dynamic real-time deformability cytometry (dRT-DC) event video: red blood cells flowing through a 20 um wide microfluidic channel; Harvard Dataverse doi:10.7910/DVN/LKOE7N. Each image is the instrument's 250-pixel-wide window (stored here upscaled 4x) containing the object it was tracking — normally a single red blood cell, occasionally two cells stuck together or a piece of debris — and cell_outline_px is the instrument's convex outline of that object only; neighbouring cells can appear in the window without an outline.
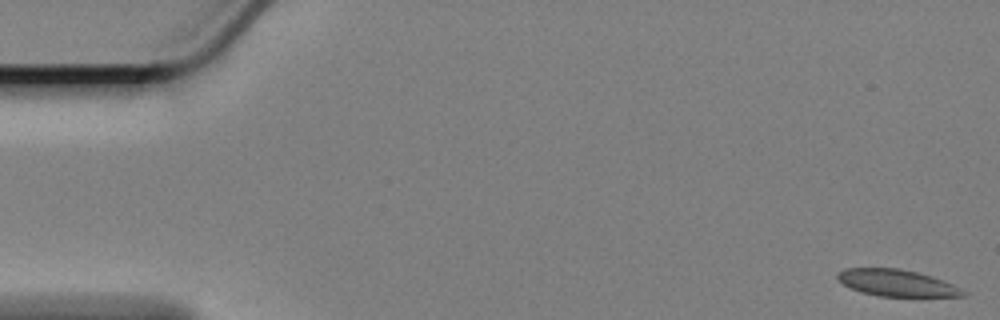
{"species": "Egyptian fruit bat (a non-hibernating species)", "species_latin": "Rousettus aegyptiacus", "temperature_condition": "cold", "stored_images_in_passage": 59, "camera_frame_rate_fps": 3000, "um_per_image_px": 0.085, "animal": {"sex": "female"}, "frame": {"image": 1, "passage_image": 1, "time_ms": 0.0, "image_size_px": [1000, 320], "cell_outline_px": [[968, 296], [880, 296], [860, 292], [844, 284], [836, 276], [844, 268], [900, 268], [916, 272], [952, 284], [968, 292]], "centroid_in_image_um": [76.23, 24.05], "position_along_channel_um": 8.8, "area_um2": 19.19}}
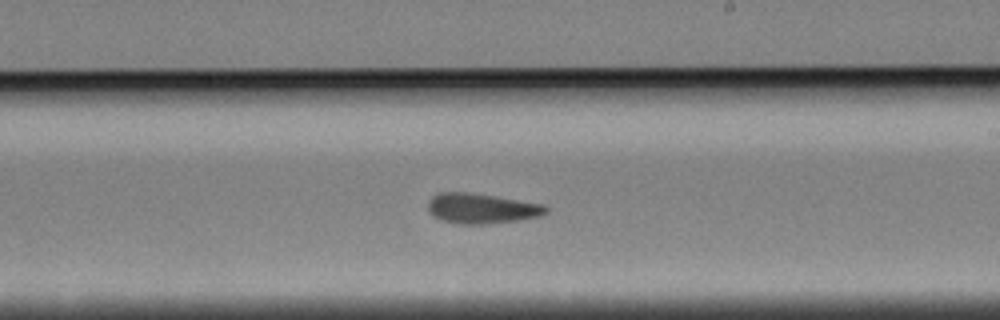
{"frame": {"image": 2, "passage_image": 34, "time_ms": 11.0, "image_size_px": [1000, 320], "cell_outline_px": [[548, 212], [540, 216], [520, 220], [484, 224], [456, 224], [440, 220], [432, 216], [428, 208], [428, 200], [432, 196], [440, 192], [468, 192], [496, 196], [544, 204], [548, 208]], "centroid_in_image_um": [40.92, 17.72], "position_along_channel_um": 248.1, "area_um2": 20.98}}
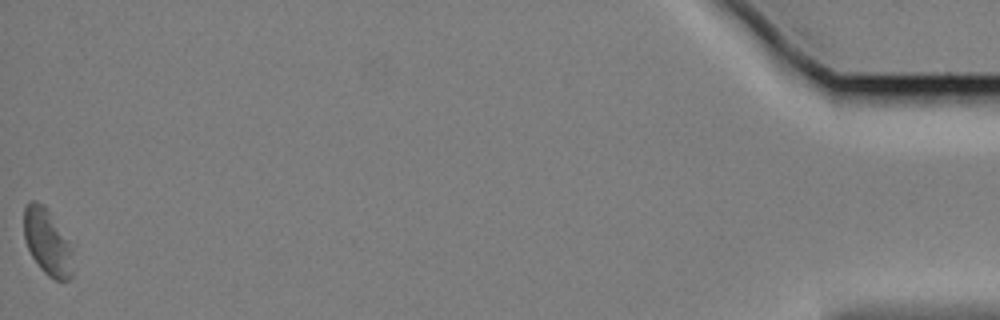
{"frame": {"image": 3, "passage_image": 59, "time_ms": 19.333, "image_size_px": [1000, 320], "cell_outline_px": [[76, 272], [68, 280], [56, 280], [48, 276], [40, 268], [32, 256], [24, 240], [24, 208], [32, 200], [36, 200], [44, 204], [48, 208], [72, 244]], "centroid_in_image_um": [4.09, 20.59], "position_along_channel_um": 431.1, "area_um2": 19.65}, "authors_computed_cell_mechanics": {"area_um2": 20.1144, "velocity_mm_per_s": 3.3464, "shape_relaxation_time_tau1_ms": null, "shape_relaxation_time_tau2_ms": 3.9946, "deformation_change_tau1": null, "deformation_change_tau2": 0.0837}}